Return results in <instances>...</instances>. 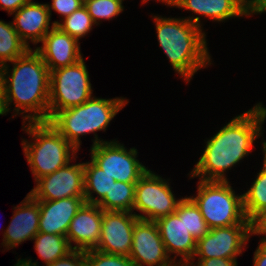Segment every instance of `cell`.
Returning <instances> with one entry per match:
<instances>
[{"label": "cell", "mask_w": 266, "mask_h": 266, "mask_svg": "<svg viewBox=\"0 0 266 266\" xmlns=\"http://www.w3.org/2000/svg\"><path fill=\"white\" fill-rule=\"evenodd\" d=\"M91 160L115 181L137 183L146 168L137 158V149L125 148L116 140L91 147Z\"/></svg>", "instance_id": "9c48e42d"}, {"label": "cell", "mask_w": 266, "mask_h": 266, "mask_svg": "<svg viewBox=\"0 0 266 266\" xmlns=\"http://www.w3.org/2000/svg\"><path fill=\"white\" fill-rule=\"evenodd\" d=\"M251 235H253V223L209 229L203 238L197 240L193 259L189 263H195L196 256L237 259L247 246Z\"/></svg>", "instance_id": "30bf717a"}, {"label": "cell", "mask_w": 266, "mask_h": 266, "mask_svg": "<svg viewBox=\"0 0 266 266\" xmlns=\"http://www.w3.org/2000/svg\"><path fill=\"white\" fill-rule=\"evenodd\" d=\"M46 266H87L85 251L72 249L65 256Z\"/></svg>", "instance_id": "4dcf8cb0"}, {"label": "cell", "mask_w": 266, "mask_h": 266, "mask_svg": "<svg viewBox=\"0 0 266 266\" xmlns=\"http://www.w3.org/2000/svg\"><path fill=\"white\" fill-rule=\"evenodd\" d=\"M35 182V187L29 192L35 200L84 197V163L70 165L69 162L65 167Z\"/></svg>", "instance_id": "8fae6325"}, {"label": "cell", "mask_w": 266, "mask_h": 266, "mask_svg": "<svg viewBox=\"0 0 266 266\" xmlns=\"http://www.w3.org/2000/svg\"><path fill=\"white\" fill-rule=\"evenodd\" d=\"M12 14L15 15L12 21L14 29L30 49V41L36 45L51 30L49 28L55 26L53 22L50 26L51 16L47 4L33 2V0H29Z\"/></svg>", "instance_id": "ac0fdd59"}, {"label": "cell", "mask_w": 266, "mask_h": 266, "mask_svg": "<svg viewBox=\"0 0 266 266\" xmlns=\"http://www.w3.org/2000/svg\"><path fill=\"white\" fill-rule=\"evenodd\" d=\"M128 99L92 96L85 103L56 112L48 122L78 151L80 136L94 134L93 146L102 142L96 132L106 131L110 121L128 104Z\"/></svg>", "instance_id": "277c9868"}, {"label": "cell", "mask_w": 266, "mask_h": 266, "mask_svg": "<svg viewBox=\"0 0 266 266\" xmlns=\"http://www.w3.org/2000/svg\"><path fill=\"white\" fill-rule=\"evenodd\" d=\"M29 49L18 36L12 22L0 20V67L24 55Z\"/></svg>", "instance_id": "d4e9b609"}, {"label": "cell", "mask_w": 266, "mask_h": 266, "mask_svg": "<svg viewBox=\"0 0 266 266\" xmlns=\"http://www.w3.org/2000/svg\"><path fill=\"white\" fill-rule=\"evenodd\" d=\"M138 220L133 212L103 210L101 236L95 249L129 257L134 225Z\"/></svg>", "instance_id": "4fadbf2b"}, {"label": "cell", "mask_w": 266, "mask_h": 266, "mask_svg": "<svg viewBox=\"0 0 266 266\" xmlns=\"http://www.w3.org/2000/svg\"><path fill=\"white\" fill-rule=\"evenodd\" d=\"M84 6L96 25L100 20H111L124 11L123 4L118 0H84Z\"/></svg>", "instance_id": "83f0119b"}, {"label": "cell", "mask_w": 266, "mask_h": 266, "mask_svg": "<svg viewBox=\"0 0 266 266\" xmlns=\"http://www.w3.org/2000/svg\"><path fill=\"white\" fill-rule=\"evenodd\" d=\"M6 104H5V93H4V84L3 79L0 73V115H6Z\"/></svg>", "instance_id": "8d00e7d4"}, {"label": "cell", "mask_w": 266, "mask_h": 266, "mask_svg": "<svg viewBox=\"0 0 266 266\" xmlns=\"http://www.w3.org/2000/svg\"><path fill=\"white\" fill-rule=\"evenodd\" d=\"M87 266H137L129 257L104 253L96 249L85 251Z\"/></svg>", "instance_id": "f1b7e54d"}, {"label": "cell", "mask_w": 266, "mask_h": 266, "mask_svg": "<svg viewBox=\"0 0 266 266\" xmlns=\"http://www.w3.org/2000/svg\"><path fill=\"white\" fill-rule=\"evenodd\" d=\"M251 14H262L266 12V0H250Z\"/></svg>", "instance_id": "d590c367"}, {"label": "cell", "mask_w": 266, "mask_h": 266, "mask_svg": "<svg viewBox=\"0 0 266 266\" xmlns=\"http://www.w3.org/2000/svg\"><path fill=\"white\" fill-rule=\"evenodd\" d=\"M41 47H35L49 71L76 64L83 57L79 41L57 26L44 36Z\"/></svg>", "instance_id": "2e32d148"}, {"label": "cell", "mask_w": 266, "mask_h": 266, "mask_svg": "<svg viewBox=\"0 0 266 266\" xmlns=\"http://www.w3.org/2000/svg\"><path fill=\"white\" fill-rule=\"evenodd\" d=\"M115 179L108 176L92 160L84 163V199L85 203L98 204L110 192ZM93 193H96L94 197Z\"/></svg>", "instance_id": "7402d4cb"}, {"label": "cell", "mask_w": 266, "mask_h": 266, "mask_svg": "<svg viewBox=\"0 0 266 266\" xmlns=\"http://www.w3.org/2000/svg\"><path fill=\"white\" fill-rule=\"evenodd\" d=\"M169 180L160 177L150 169L138 180L135 187V199L132 212L141 220L153 221L175 213L178 203ZM142 213V214H141Z\"/></svg>", "instance_id": "ba28073f"}, {"label": "cell", "mask_w": 266, "mask_h": 266, "mask_svg": "<svg viewBox=\"0 0 266 266\" xmlns=\"http://www.w3.org/2000/svg\"><path fill=\"white\" fill-rule=\"evenodd\" d=\"M149 0H142V4L143 3H146V2H148ZM157 1H161L162 3H165V4H167L168 6H173V7H175V5H176V0H157Z\"/></svg>", "instance_id": "f35d334b"}, {"label": "cell", "mask_w": 266, "mask_h": 266, "mask_svg": "<svg viewBox=\"0 0 266 266\" xmlns=\"http://www.w3.org/2000/svg\"><path fill=\"white\" fill-rule=\"evenodd\" d=\"M266 119V107L257 103L253 108L237 115L205 143L191 177L202 181H228L226 170L248 156L253 143L263 136L262 125Z\"/></svg>", "instance_id": "6da1fadb"}, {"label": "cell", "mask_w": 266, "mask_h": 266, "mask_svg": "<svg viewBox=\"0 0 266 266\" xmlns=\"http://www.w3.org/2000/svg\"><path fill=\"white\" fill-rule=\"evenodd\" d=\"M21 204L15 206L13 217L4 231L3 242L5 249L10 250L26 240H31L39 232L40 208L39 201L29 193Z\"/></svg>", "instance_id": "e0dca14e"}, {"label": "cell", "mask_w": 266, "mask_h": 266, "mask_svg": "<svg viewBox=\"0 0 266 266\" xmlns=\"http://www.w3.org/2000/svg\"><path fill=\"white\" fill-rule=\"evenodd\" d=\"M229 183L200 180L196 197H190L199 207L209 229L252 223L244 213L243 194L237 195Z\"/></svg>", "instance_id": "8992f818"}, {"label": "cell", "mask_w": 266, "mask_h": 266, "mask_svg": "<svg viewBox=\"0 0 266 266\" xmlns=\"http://www.w3.org/2000/svg\"><path fill=\"white\" fill-rule=\"evenodd\" d=\"M89 72L82 58L76 64L50 72L49 119L58 111L79 106L93 95Z\"/></svg>", "instance_id": "52a82bcc"}, {"label": "cell", "mask_w": 266, "mask_h": 266, "mask_svg": "<svg viewBox=\"0 0 266 266\" xmlns=\"http://www.w3.org/2000/svg\"><path fill=\"white\" fill-rule=\"evenodd\" d=\"M83 5L84 0H52L51 5L47 3L50 16H52L51 10H54L60 14L63 19L81 8Z\"/></svg>", "instance_id": "f546056e"}, {"label": "cell", "mask_w": 266, "mask_h": 266, "mask_svg": "<svg viewBox=\"0 0 266 266\" xmlns=\"http://www.w3.org/2000/svg\"><path fill=\"white\" fill-rule=\"evenodd\" d=\"M253 266H266V240L261 239L254 252Z\"/></svg>", "instance_id": "d6a6232c"}, {"label": "cell", "mask_w": 266, "mask_h": 266, "mask_svg": "<svg viewBox=\"0 0 266 266\" xmlns=\"http://www.w3.org/2000/svg\"><path fill=\"white\" fill-rule=\"evenodd\" d=\"M29 0H0V9L5 10L8 14L16 12L23 5H25Z\"/></svg>", "instance_id": "836d02e7"}, {"label": "cell", "mask_w": 266, "mask_h": 266, "mask_svg": "<svg viewBox=\"0 0 266 266\" xmlns=\"http://www.w3.org/2000/svg\"><path fill=\"white\" fill-rule=\"evenodd\" d=\"M175 213L179 217H183L184 225L192 234L195 240L203 238L209 231V228L204 220L199 207L189 197H182L178 203Z\"/></svg>", "instance_id": "484cf974"}, {"label": "cell", "mask_w": 266, "mask_h": 266, "mask_svg": "<svg viewBox=\"0 0 266 266\" xmlns=\"http://www.w3.org/2000/svg\"><path fill=\"white\" fill-rule=\"evenodd\" d=\"M102 218V208L84 203L71 220L66 234L70 247L82 251L95 249L101 236Z\"/></svg>", "instance_id": "9a60e30c"}, {"label": "cell", "mask_w": 266, "mask_h": 266, "mask_svg": "<svg viewBox=\"0 0 266 266\" xmlns=\"http://www.w3.org/2000/svg\"><path fill=\"white\" fill-rule=\"evenodd\" d=\"M253 235H263L261 239L266 240V211L253 222Z\"/></svg>", "instance_id": "e575fe53"}, {"label": "cell", "mask_w": 266, "mask_h": 266, "mask_svg": "<svg viewBox=\"0 0 266 266\" xmlns=\"http://www.w3.org/2000/svg\"><path fill=\"white\" fill-rule=\"evenodd\" d=\"M11 63L12 69L8 63L0 67L7 113L14 102V116L26 113L24 123L48 122L50 71L42 57L31 48Z\"/></svg>", "instance_id": "7a4b0ae2"}, {"label": "cell", "mask_w": 266, "mask_h": 266, "mask_svg": "<svg viewBox=\"0 0 266 266\" xmlns=\"http://www.w3.org/2000/svg\"><path fill=\"white\" fill-rule=\"evenodd\" d=\"M154 18L157 39L172 68L190 82L202 67L211 65L207 48L206 34L202 32L199 15L189 18Z\"/></svg>", "instance_id": "3957f363"}, {"label": "cell", "mask_w": 266, "mask_h": 266, "mask_svg": "<svg viewBox=\"0 0 266 266\" xmlns=\"http://www.w3.org/2000/svg\"><path fill=\"white\" fill-rule=\"evenodd\" d=\"M136 183L115 181L110 192L97 204L106 211L132 212Z\"/></svg>", "instance_id": "cb8c5ba5"}, {"label": "cell", "mask_w": 266, "mask_h": 266, "mask_svg": "<svg viewBox=\"0 0 266 266\" xmlns=\"http://www.w3.org/2000/svg\"><path fill=\"white\" fill-rule=\"evenodd\" d=\"M23 124L31 141L34 139V142L23 140L22 148L35 181L76 159L77 150L49 122Z\"/></svg>", "instance_id": "5b68a950"}, {"label": "cell", "mask_w": 266, "mask_h": 266, "mask_svg": "<svg viewBox=\"0 0 266 266\" xmlns=\"http://www.w3.org/2000/svg\"><path fill=\"white\" fill-rule=\"evenodd\" d=\"M14 266H39L38 262H32L31 258L18 259L17 263Z\"/></svg>", "instance_id": "74e56055"}, {"label": "cell", "mask_w": 266, "mask_h": 266, "mask_svg": "<svg viewBox=\"0 0 266 266\" xmlns=\"http://www.w3.org/2000/svg\"><path fill=\"white\" fill-rule=\"evenodd\" d=\"M32 240H35L34 248L41 260L44 261V266L53 263L72 250L66 236L63 235L38 232Z\"/></svg>", "instance_id": "603a6c76"}, {"label": "cell", "mask_w": 266, "mask_h": 266, "mask_svg": "<svg viewBox=\"0 0 266 266\" xmlns=\"http://www.w3.org/2000/svg\"><path fill=\"white\" fill-rule=\"evenodd\" d=\"M37 201L40 208L39 232L63 236H66L71 220L85 203L84 197Z\"/></svg>", "instance_id": "d6986e66"}, {"label": "cell", "mask_w": 266, "mask_h": 266, "mask_svg": "<svg viewBox=\"0 0 266 266\" xmlns=\"http://www.w3.org/2000/svg\"><path fill=\"white\" fill-rule=\"evenodd\" d=\"M237 259L198 258V262L188 263L186 266H237Z\"/></svg>", "instance_id": "1f68e13d"}, {"label": "cell", "mask_w": 266, "mask_h": 266, "mask_svg": "<svg viewBox=\"0 0 266 266\" xmlns=\"http://www.w3.org/2000/svg\"><path fill=\"white\" fill-rule=\"evenodd\" d=\"M155 223L168 256L178 266H186L193 259L197 241L184 225L183 217L172 213L156 220ZM170 254L175 255L172 258ZM177 256H181L178 262Z\"/></svg>", "instance_id": "5bb4252c"}, {"label": "cell", "mask_w": 266, "mask_h": 266, "mask_svg": "<svg viewBox=\"0 0 266 266\" xmlns=\"http://www.w3.org/2000/svg\"><path fill=\"white\" fill-rule=\"evenodd\" d=\"M175 7L203 15L215 22L252 15L251 9L242 0H176Z\"/></svg>", "instance_id": "ffe728a7"}, {"label": "cell", "mask_w": 266, "mask_h": 266, "mask_svg": "<svg viewBox=\"0 0 266 266\" xmlns=\"http://www.w3.org/2000/svg\"><path fill=\"white\" fill-rule=\"evenodd\" d=\"M129 258L137 266H178L168 256L156 223L141 219L134 225Z\"/></svg>", "instance_id": "7c38bea8"}, {"label": "cell", "mask_w": 266, "mask_h": 266, "mask_svg": "<svg viewBox=\"0 0 266 266\" xmlns=\"http://www.w3.org/2000/svg\"><path fill=\"white\" fill-rule=\"evenodd\" d=\"M263 141V167L247 192L243 193L244 213L252 223L266 211V141Z\"/></svg>", "instance_id": "44dd1931"}, {"label": "cell", "mask_w": 266, "mask_h": 266, "mask_svg": "<svg viewBox=\"0 0 266 266\" xmlns=\"http://www.w3.org/2000/svg\"><path fill=\"white\" fill-rule=\"evenodd\" d=\"M250 8V0H242Z\"/></svg>", "instance_id": "ab89813d"}, {"label": "cell", "mask_w": 266, "mask_h": 266, "mask_svg": "<svg viewBox=\"0 0 266 266\" xmlns=\"http://www.w3.org/2000/svg\"><path fill=\"white\" fill-rule=\"evenodd\" d=\"M60 20L61 22H53L55 26L78 41L80 38L90 33L93 28L92 26L96 25L84 5L69 16L64 19L61 18Z\"/></svg>", "instance_id": "4316f807"}]
</instances>
